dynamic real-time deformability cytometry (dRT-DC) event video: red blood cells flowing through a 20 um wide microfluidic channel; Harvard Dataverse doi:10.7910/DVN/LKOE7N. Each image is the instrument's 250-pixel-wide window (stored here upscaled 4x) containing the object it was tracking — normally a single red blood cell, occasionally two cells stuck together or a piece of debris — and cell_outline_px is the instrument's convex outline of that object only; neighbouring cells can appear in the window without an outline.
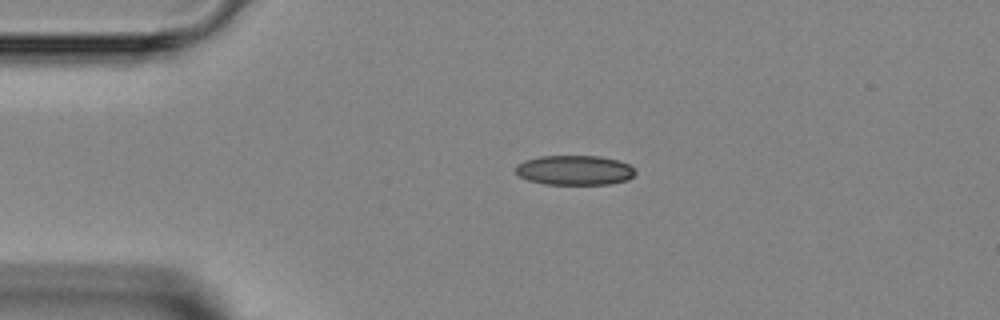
{"species": "Egyptian fruit bat (a non-hibernating species)", "species_latin": "Rousettus aegyptiacus", "temperature_condition": "room temperature", "stored_images_in_passage": 2, "camera_frame_rate_fps": 3000, "um_per_image_px": 0.085, "animal": {"sex": "female"}, "frame": {"image": 1, "passage_image": 1, "time_ms": 0.0, "image_size_px": [1000, 320], "cell_outline_px": [[636, 172], [628, 180], [612, 184], [544, 184], [528, 180], [520, 176], [516, 172], [516, 164], [524, 160], [540, 156], [600, 156], [616, 160], [628, 164]], "centroid_in_image_um": [48.82, 14.47], "position_along_channel_um": 36.2, "area_um2": 20.69}}